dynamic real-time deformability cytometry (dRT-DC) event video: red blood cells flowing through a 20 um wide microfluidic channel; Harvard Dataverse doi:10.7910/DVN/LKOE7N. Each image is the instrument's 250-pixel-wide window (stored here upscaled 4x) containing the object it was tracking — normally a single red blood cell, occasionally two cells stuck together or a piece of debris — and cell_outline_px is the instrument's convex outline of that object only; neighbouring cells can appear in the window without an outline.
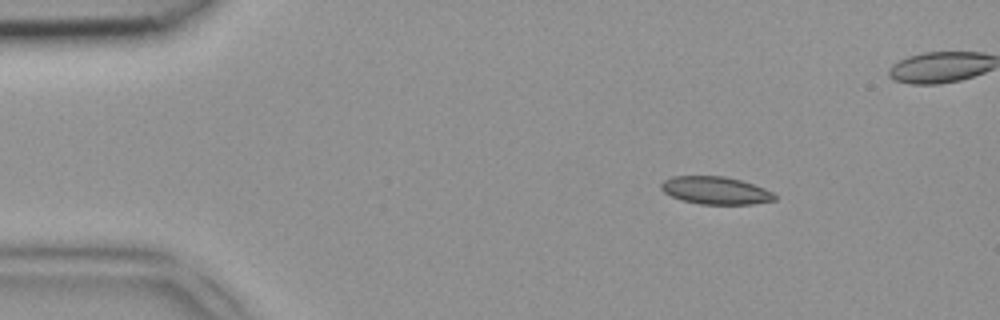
{"species": "common noctule bat (a hibernating species)", "species_latin": "Nyctalus noctula", "temperature_condition": "room temperature", "stored_images_in_passage": 42, "camera_frame_rate_fps": 3000, "um_per_image_px": 0.085, "animal": {"sex": "female", "body_mass_g": 18.4}, "frame": {"image": 1, "passage_image": 1, "time_ms": 0.0, "image_size_px": [1000, 320], "cell_outline_px": [[776, 200], [752, 204], [700, 204], [680, 200], [664, 192], [660, 188], [660, 184], [664, 180], [672, 176], [724, 176], [740, 180], [764, 188], [772, 192], [776, 196]], "centroid_in_image_um": [60.8, 16.19], "position_along_channel_um": 24.2, "area_um2": 18.26}}
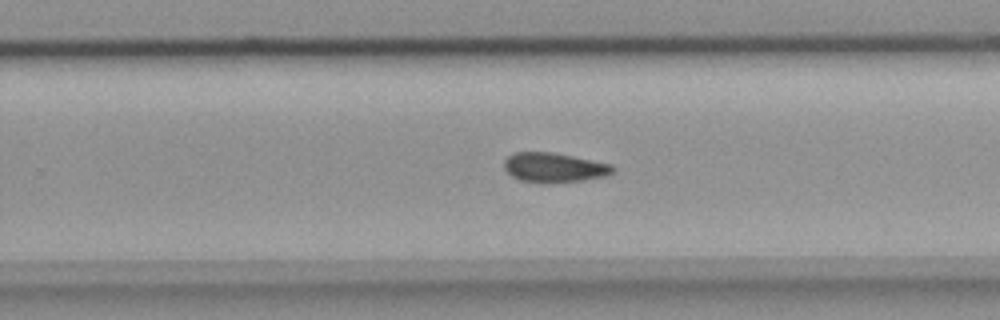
{"frame": {"image": 2, "passage_image": 24, "time_ms": 7.667, "image_size_px": [1000, 320], "cell_outline_px": [[616, 168], [612, 172], [604, 176], [580, 180], [520, 180], [512, 176], [504, 168], [504, 160], [512, 152], [552, 152], [612, 164]], "centroid_in_image_um": [47.09, 14.18], "position_along_channel_um": 282.7, "area_um2": 17.86}}
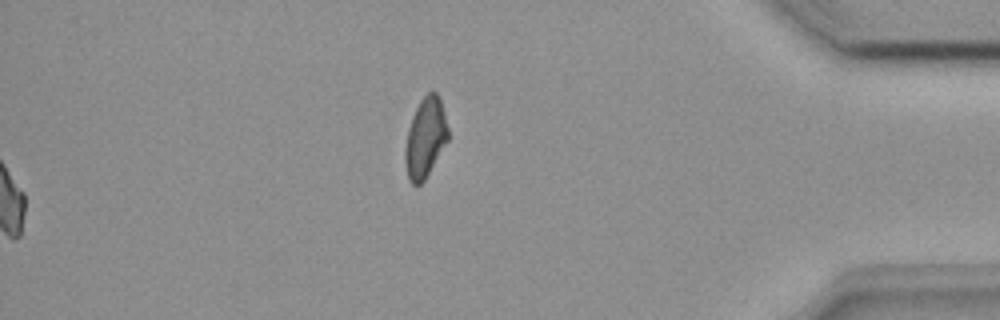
{"frame": {"image": 3, "passage_image": 42, "time_ms": 13.667, "image_size_px": [1000, 320], "cell_outline_px": [[448, 140], [424, 180], [420, 184], [412, 184], [408, 180], [404, 160], [404, 152], [408, 128], [412, 116], [420, 100], [432, 88], [436, 92], [440, 100], [448, 128]], "centroid_in_image_um": [36.13, 11.7], "position_along_channel_um": 399.1, "area_um2": 19.88}}